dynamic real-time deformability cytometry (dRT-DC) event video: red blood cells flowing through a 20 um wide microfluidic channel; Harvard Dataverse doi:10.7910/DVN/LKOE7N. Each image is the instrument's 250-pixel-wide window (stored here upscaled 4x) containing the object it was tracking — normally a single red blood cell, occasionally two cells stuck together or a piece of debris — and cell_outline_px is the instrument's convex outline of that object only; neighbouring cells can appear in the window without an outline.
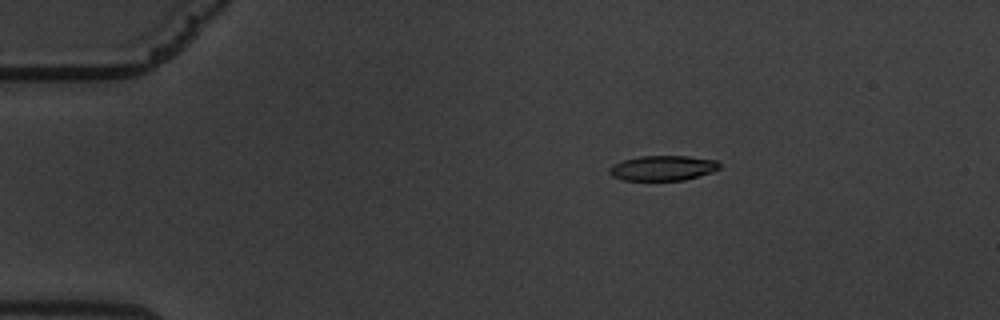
{"species": "common noctule bat (a hibernating species)", "species_latin": "Nyctalus noctula", "temperature_condition": "warm", "stored_images_in_passage": 62, "camera_frame_rate_fps": 3000, "um_per_image_px": 0.085, "animal": {"sex": "male", "body_mass_g": 19.5, "forearm_length_mm": 54.6}, "frame": {"image": 1, "passage_image": 12, "time_ms": 3.667, "image_size_px": [1000, 320], "cell_outline_px": [[720, 168], [712, 172], [684, 180], [624, 180], [612, 176], [608, 172], [608, 168], [612, 164], [624, 160], [640, 156], [688, 156], [716, 160], [720, 164]], "centroid_in_image_um": [56.32, 14.28], "position_along_channel_um": 28.7, "area_um2": 16.07}}
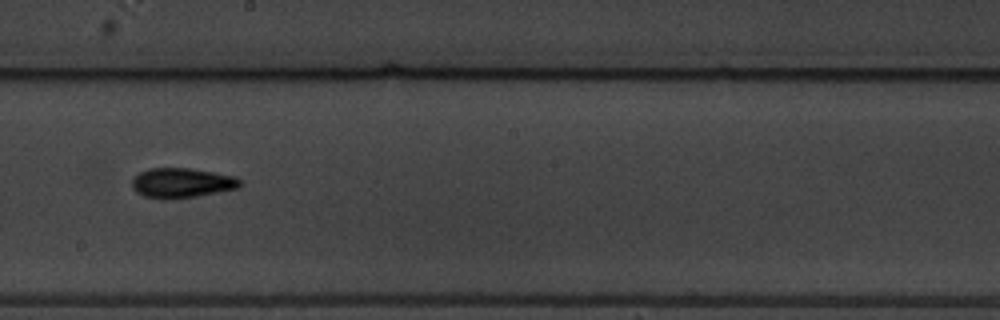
{"frame": {"image": 2, "passage_image": 36, "time_ms": 11.667, "image_size_px": [1000, 320], "cell_outline_px": [[240, 184], [236, 188], [196, 196], [144, 196], [136, 192], [132, 188], [132, 176], [148, 168], [188, 168], [212, 172], [232, 176], [240, 180]], "centroid_in_image_um": [15.39, 15.49], "position_along_channel_um": 232.8, "area_um2": 17.86}}
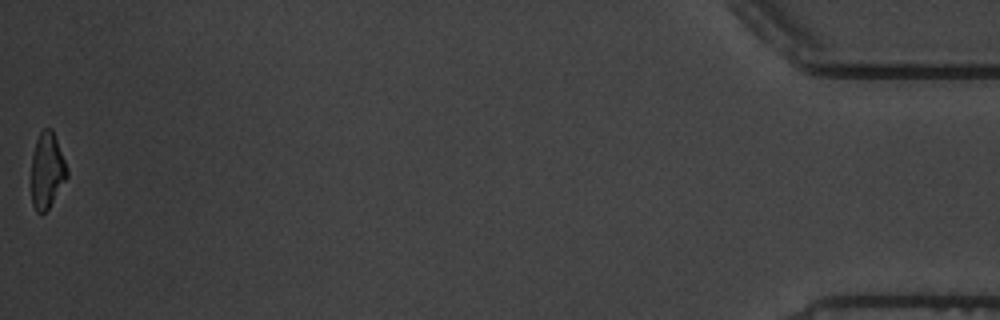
{"frame": {"image": 3, "passage_image": 62, "time_ms": 20.333, "image_size_px": [1000, 320], "cell_outline_px": [[68, 176], [48, 208], [44, 212], [36, 212], [32, 204], [32, 156], [36, 140], [40, 132], [44, 128], [52, 128], [64, 160], [68, 172]], "centroid_in_image_um": [3.99, 14.48], "position_along_channel_um": 431.2, "area_um2": 15.43}, "authors_computed_cell_mechanics": {"area_um2": 16.9932, "velocity_mm_per_s": 3.3615, "shape_relaxation_time_tau1_ms": 6.2833, "shape_relaxation_time_tau2_ms": 11.1301, "deformation_change_tau1": 0.1888, "deformation_change_tau2": 0.2102}}